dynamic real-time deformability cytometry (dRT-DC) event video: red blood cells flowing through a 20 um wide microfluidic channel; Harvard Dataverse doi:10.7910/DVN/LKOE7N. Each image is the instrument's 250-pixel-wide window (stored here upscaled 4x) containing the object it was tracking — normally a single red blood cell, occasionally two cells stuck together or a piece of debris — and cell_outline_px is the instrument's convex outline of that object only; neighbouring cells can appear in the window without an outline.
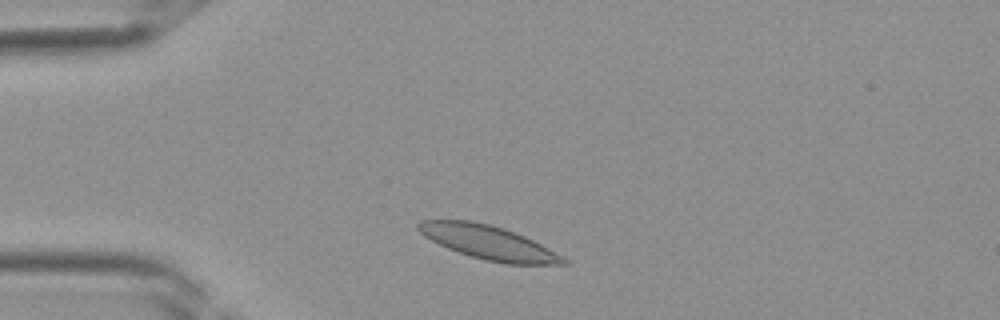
{"species": "Egyptian fruit bat (a non-hibernating species)", "species_latin": "Rousettus aegyptiacus", "temperature_condition": "room temperature", "stored_images_in_passage": 33, "camera_frame_rate_fps": 3000, "um_per_image_px": 0.085, "frame": {"image": 1, "passage_image": 3, "time_ms": 0.667, "image_size_px": [1000, 320], "cell_outline_px": [[572, 264], [504, 264], [484, 260], [448, 248], [424, 236], [416, 228], [416, 224], [420, 220], [472, 220], [504, 228], [524, 236], [548, 248], [568, 260]], "centroid_in_image_um": [41.51, 20.61], "position_along_channel_um": 43.5, "area_um2": 28.38}}
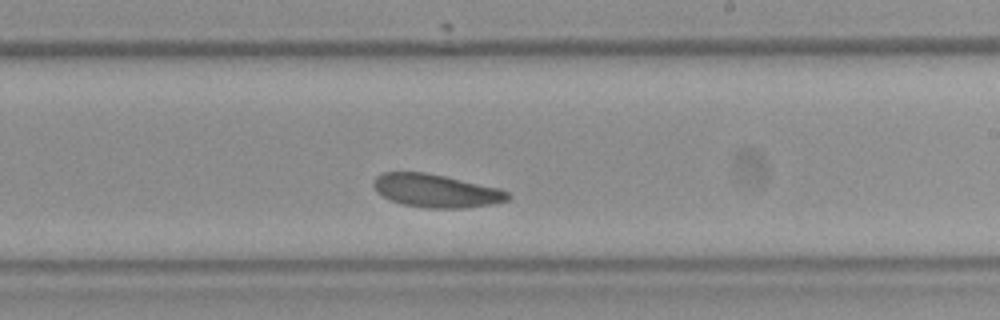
{"frame": {"image": 2, "passage_image": 17, "time_ms": 5.333, "image_size_px": [1000, 320], "cell_outline_px": [[512, 196], [508, 200], [492, 204], [460, 208], [428, 208], [400, 204], [388, 200], [376, 192], [372, 184], [372, 180], [376, 176], [384, 172], [424, 172], [444, 176], [500, 188], [508, 192]], "centroid_in_image_um": [37.02, 16.22], "position_along_channel_um": 252.0, "area_um2": 26.13}}
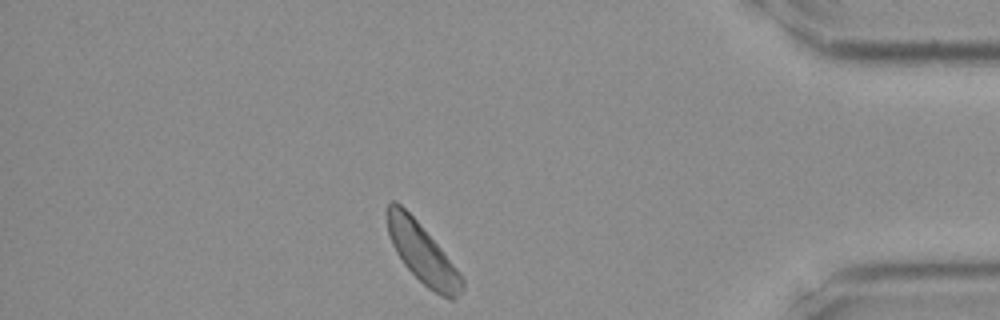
{"frame": {"image": 3, "passage_image": 28, "time_ms": 9.0, "image_size_px": [1000, 320], "cell_outline_px": [[464, 284], [460, 292], [452, 300], [448, 300], [428, 288], [404, 264], [396, 252], [392, 244], [388, 232], [384, 212], [388, 204], [392, 200], [396, 200], [416, 220], [464, 276]], "centroid_in_image_um": [35.88, 21.51], "position_along_channel_um": 399.3, "area_um2": 25.84}}